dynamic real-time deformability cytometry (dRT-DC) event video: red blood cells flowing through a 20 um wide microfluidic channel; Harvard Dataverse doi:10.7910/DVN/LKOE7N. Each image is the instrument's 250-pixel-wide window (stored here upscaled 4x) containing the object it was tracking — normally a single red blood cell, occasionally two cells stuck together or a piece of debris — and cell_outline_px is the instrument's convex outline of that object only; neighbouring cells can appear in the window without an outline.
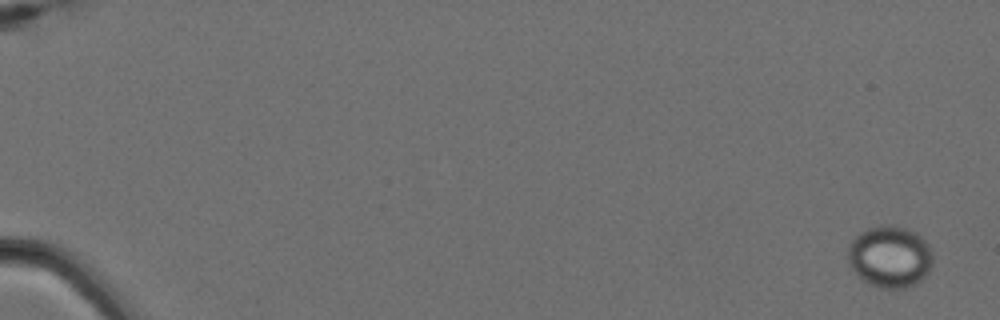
{"species": "Egyptian fruit bat (a non-hibernating species)", "species_latin": "Rousettus aegyptiacus", "temperature_condition": "cold", "stored_images_in_passage": 5, "camera_frame_rate_fps": 3000, "um_per_image_px": 0.085, "animal": {"sex": "female"}, "frame": {"image": 1, "passage_image": 1, "time_ms": 0.0, "image_size_px": [1000, 320], "cell_outline_px": [[932, 264], [928, 272], [916, 284], [904, 288], [880, 288], [864, 280], [848, 264], [848, 244], [860, 232], [868, 228], [880, 224], [892, 224], [916, 232], [928, 244], [932, 252]], "centroid_in_image_um": [75.64, 21.79], "position_along_channel_um": 9.4, "area_um2": 30.58}}